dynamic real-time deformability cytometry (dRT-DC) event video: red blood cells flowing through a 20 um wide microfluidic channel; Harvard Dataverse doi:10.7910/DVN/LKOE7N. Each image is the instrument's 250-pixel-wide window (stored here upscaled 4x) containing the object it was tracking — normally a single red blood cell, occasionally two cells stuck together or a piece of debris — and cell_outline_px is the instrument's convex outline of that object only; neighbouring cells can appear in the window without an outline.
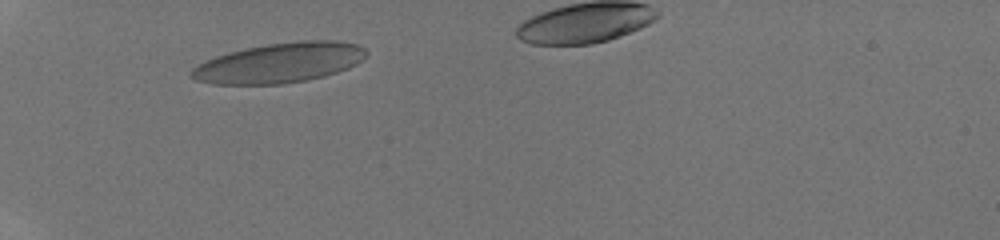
{"species": "human", "species_latin": "Homo sapiens", "temperature_condition": "room temperature", "stored_images_in_passage": 31, "camera_frame_rate_fps": 3000, "um_per_image_px": 0.085, "donor": {"sex": "male"}, "frame": {"image": 1, "passage_image": 5, "time_ms": 1.333, "image_size_px": [1000, 240], "cell_outline_px": [[368, 56], [364, 60], [348, 68], [324, 76], [308, 80], [280, 84], [212, 84], [196, 80], [188, 76], [188, 72], [192, 68], [216, 56], [228, 52], [244, 48], [268, 44], [300, 40], [336, 40], [356, 44], [364, 48], [368, 52]], "centroid_in_image_um": [23.78, 5.34], "position_along_channel_um": 61.2, "area_um2": 40.92}}
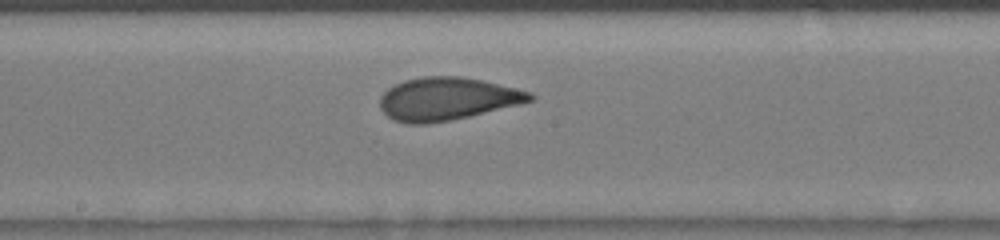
{"frame": {"image": 2, "passage_image": 16, "time_ms": 5.0, "image_size_px": [1000, 240], "cell_outline_px": [[536, 100], [520, 104], [452, 120], [428, 124], [408, 124], [392, 120], [380, 108], [380, 96], [388, 88], [404, 80], [424, 76], [460, 76], [480, 80], [516, 88], [532, 92], [536, 96]], "centroid_in_image_um": [38.01, 8.41], "position_along_channel_um": 210.2, "area_um2": 37.57}}
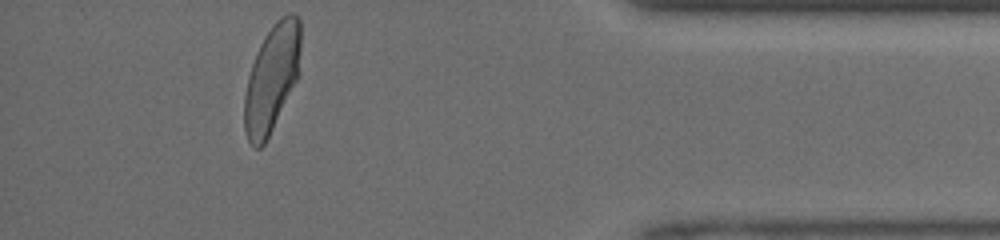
{"frame": {"image": 3, "passage_image": 31, "time_ms": 10.0, "image_size_px": [1000, 240], "cell_outline_px": [[300, 72], [264, 144], [260, 148], [256, 148], [248, 140], [244, 132], [244, 92], [248, 76], [252, 64], [260, 44], [264, 36], [276, 20], [280, 16], [288, 12], [292, 12], [300, 20]], "centroid_in_image_um": [23.09, 6.61], "position_along_channel_um": 412.1, "area_um2": 35.08}}